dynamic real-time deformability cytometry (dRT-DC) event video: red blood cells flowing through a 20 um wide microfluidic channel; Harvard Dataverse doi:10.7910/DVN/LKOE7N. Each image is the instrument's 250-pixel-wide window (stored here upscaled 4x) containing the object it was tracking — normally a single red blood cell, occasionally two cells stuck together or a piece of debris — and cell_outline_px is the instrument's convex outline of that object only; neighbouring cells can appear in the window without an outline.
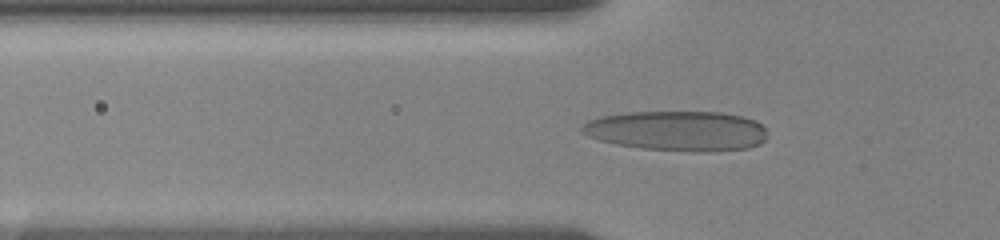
{"species": "human", "species_latin": "Homo sapiens", "temperature_condition": "room temperature", "stored_images_in_passage": 44, "camera_frame_rate_fps": 3000, "um_per_image_px": 0.085, "donor": {"sex": "female"}, "frame": {"image": 1, "passage_image": 15, "time_ms": 6.333, "image_size_px": [1000, 240], "cell_outline_px": [[768, 136], [760, 144], [748, 148], [700, 152], [644, 148], [616, 144], [600, 140], [588, 136], [580, 132], [580, 128], [588, 120], [600, 116], [628, 112], [720, 112], [744, 116], [756, 120], [768, 132]], "centroid_in_image_um": [57.58, 11.11], "position_along_channel_um": 68.2, "area_um2": 43.29}}
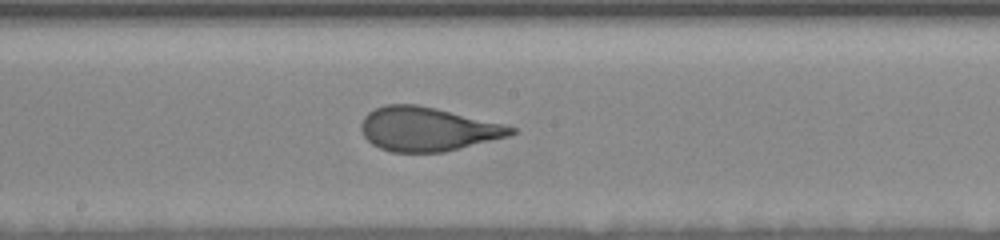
{"frame": {"image": 2, "passage_image": 27, "time_ms": 10.333, "image_size_px": [1000, 240], "cell_outline_px": [[516, 132], [508, 136], [444, 152], [392, 152], [380, 148], [372, 144], [364, 136], [360, 128], [360, 124], [364, 116], [368, 112], [384, 104], [416, 104], [436, 108], [504, 124], [516, 128]], "centroid_in_image_um": [36.31, 10.97], "position_along_channel_um": 211.9, "area_um2": 38.26}}
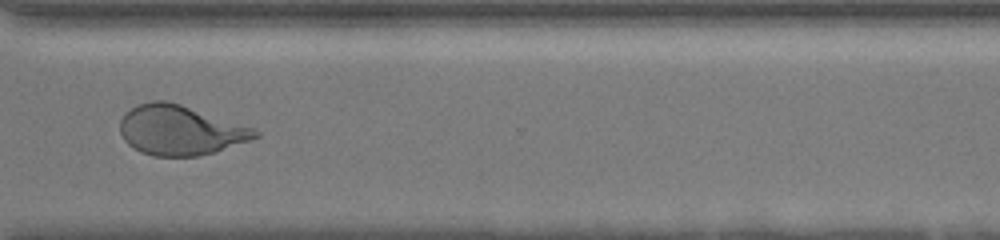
{"frame": {"image": 3, "passage_image": 43, "time_ms": 14.333, "image_size_px": [1000, 240], "cell_outline_px": [[260, 136], [200, 156], [152, 156], [140, 152], [128, 144], [124, 140], [120, 132], [120, 120], [136, 104], [152, 100], [164, 100], [180, 104], [256, 128], [260, 132]], "centroid_in_image_um": [15.3, 11.06], "position_along_channel_um": 355.3, "area_um2": 38.96}}